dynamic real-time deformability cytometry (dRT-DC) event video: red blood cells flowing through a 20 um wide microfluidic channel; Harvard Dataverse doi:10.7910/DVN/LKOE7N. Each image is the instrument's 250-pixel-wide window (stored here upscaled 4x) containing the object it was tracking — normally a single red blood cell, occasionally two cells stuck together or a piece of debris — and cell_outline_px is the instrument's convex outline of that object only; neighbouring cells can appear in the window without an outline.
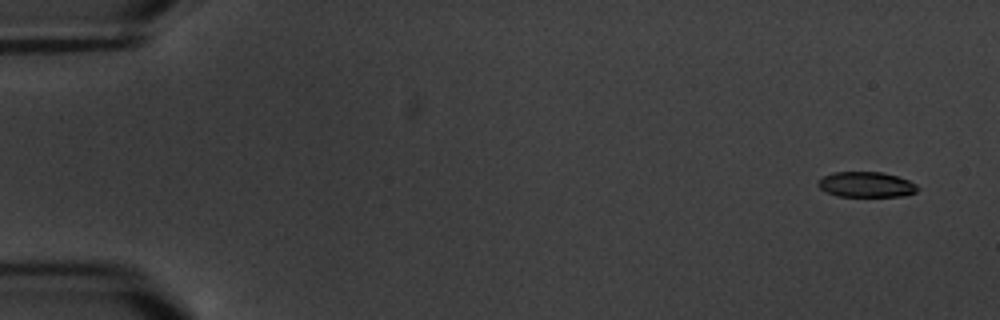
{"species": "common noctule bat (a hibernating species)", "species_latin": "Nyctalus noctula", "temperature_condition": "warm", "stored_images_in_passage": 9, "camera_frame_rate_fps": 3000, "um_per_image_px": 0.085, "animal": {"sex": "male", "body_mass_g": 20.1, "forearm_length_mm": 53.5}, "frame": {"image": 1, "passage_image": 1, "time_ms": 0.0, "image_size_px": [1000, 320], "cell_outline_px": [[920, 188], [916, 192], [904, 196], [836, 196], [820, 188], [816, 184], [824, 176], [832, 172], [880, 172], [896, 176], [908, 180], [916, 184]], "centroid_in_image_um": [73.64, 15.69], "position_along_channel_um": 11.4, "area_um2": 14.62}}
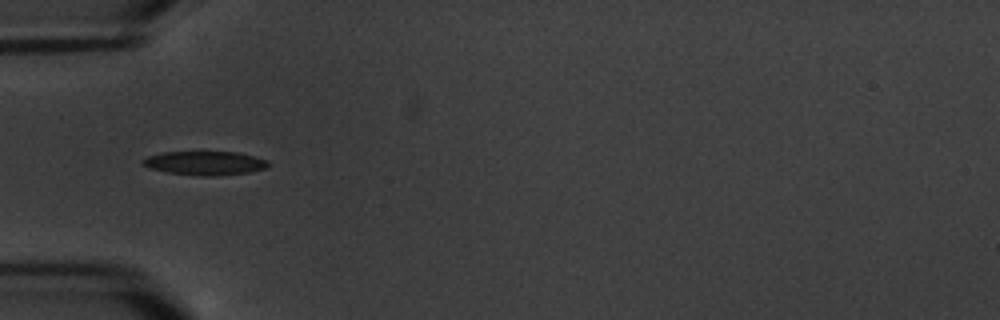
{"frame": {"image": 2, "passage_image": 6, "time_ms": 5.667, "image_size_px": [1000, 320], "cell_outline_px": [[268, 164], [264, 168], [248, 172], [212, 176], [200, 176], [168, 172], [148, 168], [140, 164], [140, 160], [148, 156], [164, 152], [240, 152], [268, 160]], "centroid_in_image_um": [17.36, 13.86], "position_along_channel_um": 67.6, "area_um2": 17.4}}
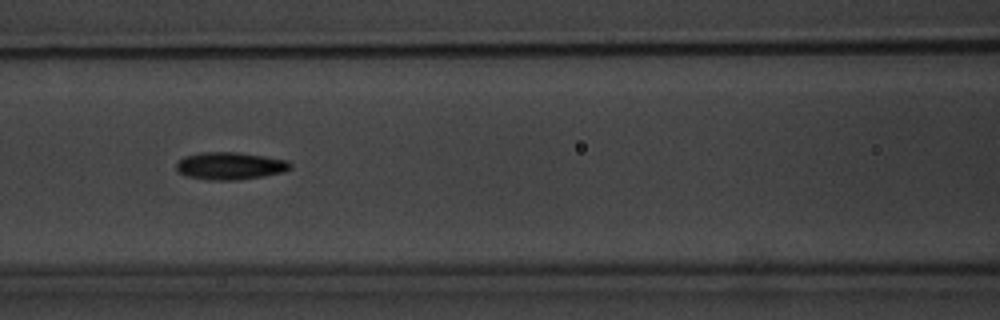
{"frame": {"image": 3, "passage_image": 8, "time_ms": 8.0, "image_size_px": [1000, 320], "cell_outline_px": [[292, 168], [284, 172], [264, 176], [240, 180], [208, 180], [184, 176], [176, 168], [176, 164], [184, 156], [200, 152], [236, 152], [264, 156], [288, 160], [292, 164]], "centroid_in_image_um": [19.57, 14.1], "position_along_channel_um": 147.0, "area_um2": 18.44}}